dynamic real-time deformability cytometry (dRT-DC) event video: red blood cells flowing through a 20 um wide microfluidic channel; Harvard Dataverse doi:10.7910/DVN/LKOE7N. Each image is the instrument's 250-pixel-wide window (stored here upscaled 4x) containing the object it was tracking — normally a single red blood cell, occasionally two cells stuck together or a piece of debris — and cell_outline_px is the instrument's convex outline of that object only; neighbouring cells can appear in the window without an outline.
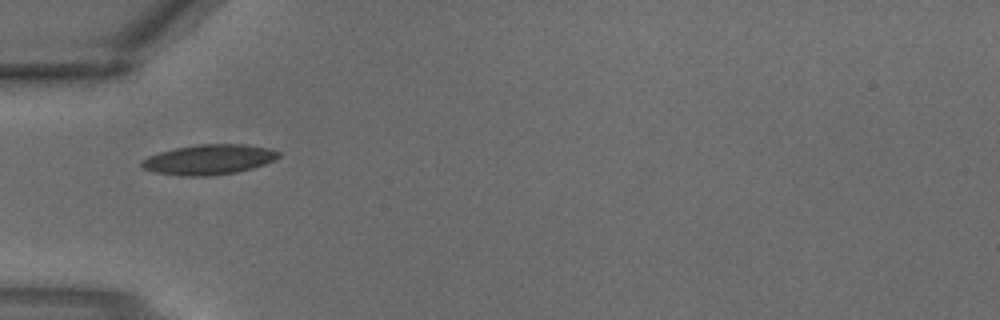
{"species": "common noctule bat (a hibernating species)", "species_latin": "Nyctalus noctula", "temperature_condition": "warm", "stored_images_in_passage": 1, "camera_frame_rate_fps": 3000, "um_per_image_px": 0.085, "animal": {"sex": "male", "body_mass_g": 18.8}, "frame": {"image": 1, "passage_image": 1, "time_ms": 0.0, "image_size_px": [1000, 320], "cell_outline_px": [[280, 156], [276, 160], [252, 168], [236, 172], [208, 176], [180, 176], [156, 172], [144, 168], [140, 164], [140, 160], [148, 156], [160, 152], [176, 148], [196, 144], [244, 144], [272, 148], [280, 152]], "centroid_in_image_um": [17.78, 13.55], "position_along_channel_um": 67.2, "area_um2": 24.1}}